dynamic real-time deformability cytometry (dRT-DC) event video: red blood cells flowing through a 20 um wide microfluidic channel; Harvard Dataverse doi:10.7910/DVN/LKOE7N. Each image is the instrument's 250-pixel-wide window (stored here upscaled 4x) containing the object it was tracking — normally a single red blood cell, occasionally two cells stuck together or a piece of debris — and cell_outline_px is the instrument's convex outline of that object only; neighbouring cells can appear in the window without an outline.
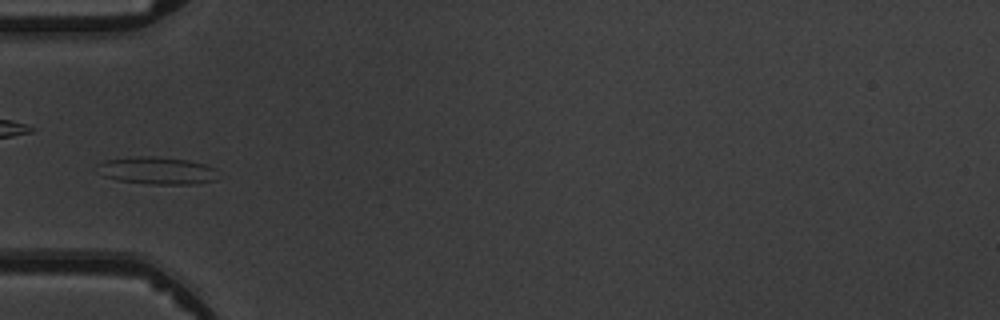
{"species": "common noctule bat (a hibernating species)", "species_latin": "Nyctalus noctula", "temperature_condition": "warm", "stored_images_in_passage": 7, "camera_frame_rate_fps": 3000, "um_per_image_px": 0.085, "animal": {"sex": "male", "body_mass_g": 19.5, "forearm_length_mm": 54.6}, "frame": {"image": 1, "passage_image": 6, "time_ms": 6.0, "image_size_px": [1000, 320], "cell_outline_px": [[216, 180], [196, 184], [148, 184], [116, 180], [104, 176], [96, 172], [96, 164], [104, 160], [136, 156], [156, 156], [188, 160], [204, 164], [216, 168]], "centroid_in_image_um": [13.3, 14.5], "position_along_channel_um": 71.7, "area_um2": 19.59}}
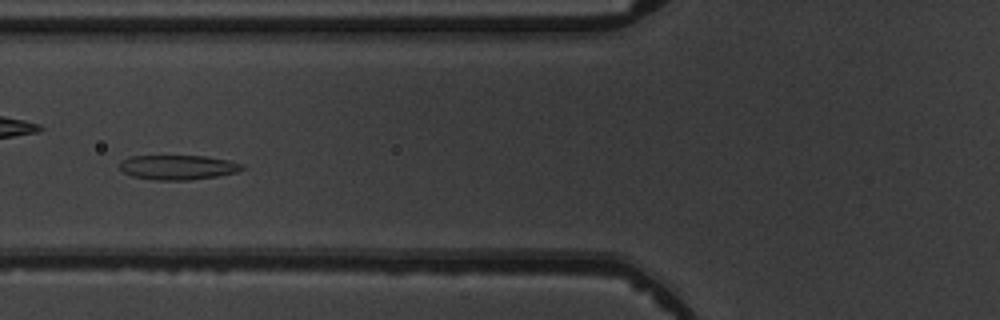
{"frame": {"image": 2, "passage_image": 7, "time_ms": 7.0, "image_size_px": [1000, 320], "cell_outline_px": [[244, 168], [236, 172], [216, 176], [188, 180], [152, 180], [132, 176], [124, 172], [120, 168], [120, 164], [128, 156], [208, 156], [228, 160], [244, 164]], "centroid_in_image_um": [15.13, 14.22], "position_along_channel_um": 110.7, "area_um2": 17.51}}